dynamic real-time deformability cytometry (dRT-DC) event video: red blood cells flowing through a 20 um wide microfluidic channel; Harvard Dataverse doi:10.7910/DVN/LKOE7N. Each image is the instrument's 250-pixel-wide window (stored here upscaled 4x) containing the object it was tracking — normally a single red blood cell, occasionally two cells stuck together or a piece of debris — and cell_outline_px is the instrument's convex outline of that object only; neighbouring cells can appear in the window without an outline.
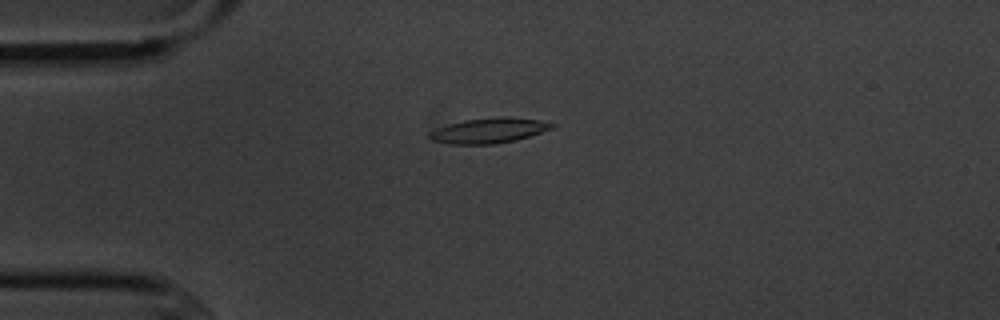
{"species": "common noctule bat (a hibernating species)", "species_latin": "Nyctalus noctula", "temperature_condition": "cold", "stored_images_in_passage": 7, "camera_frame_rate_fps": 3000, "um_per_image_px": 0.085, "animal": {"sex": "male", "body_mass_g": 20.1, "forearm_length_mm": 53.5}, "frame": {"image": 1, "passage_image": 4, "time_ms": 3.333, "image_size_px": [1000, 320], "cell_outline_px": [[556, 128], [516, 140], [496, 144], [448, 144], [432, 140], [428, 136], [428, 132], [448, 124], [464, 120], [500, 116], [508, 116], [540, 120], [556, 124]], "centroid_in_image_um": [41.6, 11.09], "position_along_channel_um": 43.4, "area_um2": 18.21}}
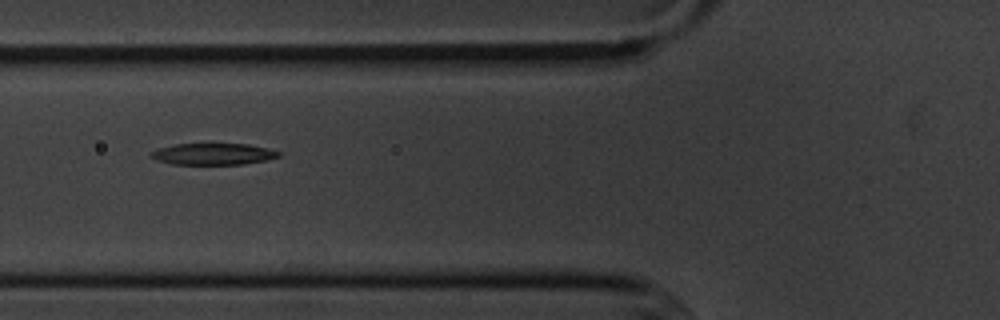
{"frame": {"image": 2, "passage_image": 6, "time_ms": 5.667, "image_size_px": [1000, 320], "cell_outline_px": [[280, 156], [268, 160], [244, 164], [172, 164], [156, 160], [152, 156], [152, 152], [160, 148], [172, 144], [208, 140], [248, 144], [268, 148], [280, 152]], "centroid_in_image_um": [18.14, 13.03], "position_along_channel_um": 107.7, "area_um2": 16.99}}
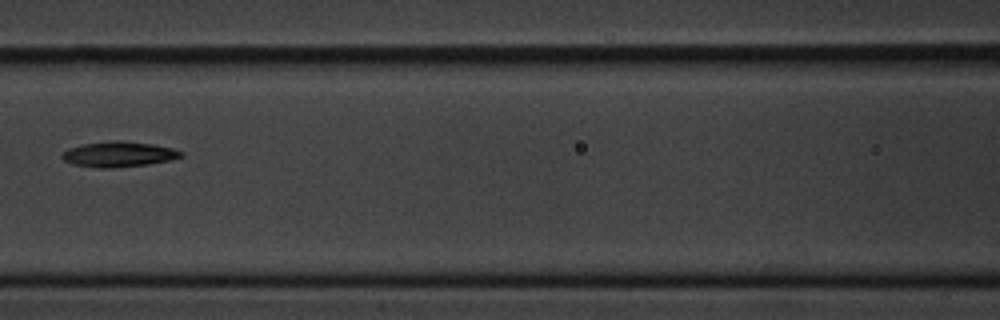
{"frame": {"image": 3, "passage_image": 7, "time_ms": 7.0, "image_size_px": [1000, 320], "cell_outline_px": [[184, 156], [172, 160], [148, 164], [112, 168], [100, 168], [72, 164], [64, 160], [60, 156], [68, 148], [84, 144], [112, 140], [124, 140], [152, 144], [172, 148], [184, 152]], "centroid_in_image_um": [10.12, 13.11], "position_along_channel_um": 156.5, "area_um2": 17.69}}